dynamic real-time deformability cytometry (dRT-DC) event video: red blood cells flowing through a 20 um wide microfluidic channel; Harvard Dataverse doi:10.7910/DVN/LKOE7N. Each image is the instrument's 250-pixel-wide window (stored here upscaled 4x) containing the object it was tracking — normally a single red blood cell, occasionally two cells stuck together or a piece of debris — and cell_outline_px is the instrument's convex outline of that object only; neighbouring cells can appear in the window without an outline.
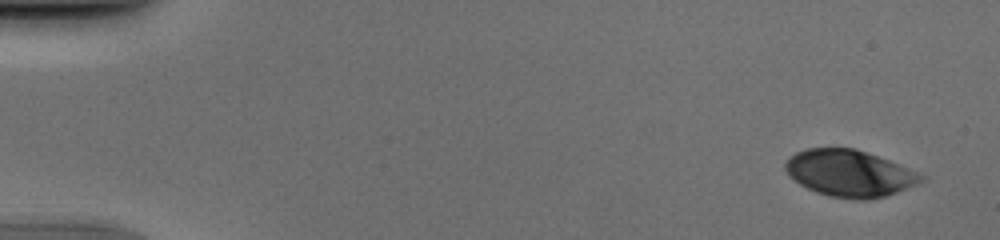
{"species": "human", "species_latin": "Homo sapiens", "temperature_condition": "cold", "stored_images_in_passage": 52, "camera_frame_rate_fps": 3000, "um_per_image_px": 0.085, "donor": {"sex": "male"}, "frame": {"image": 1, "passage_image": 3, "time_ms": 0.667, "image_size_px": [1000, 240], "cell_outline_px": [[924, 180], [916, 184], [896, 192], [884, 196], [868, 200], [856, 200], [832, 196], [816, 192], [792, 180], [788, 176], [784, 168], [784, 164], [796, 152], [808, 148], [856, 148], [888, 160], [916, 172], [924, 176]], "centroid_in_image_um": [72.16, 14.73], "position_along_channel_um": 12.8, "area_um2": 36.59}}
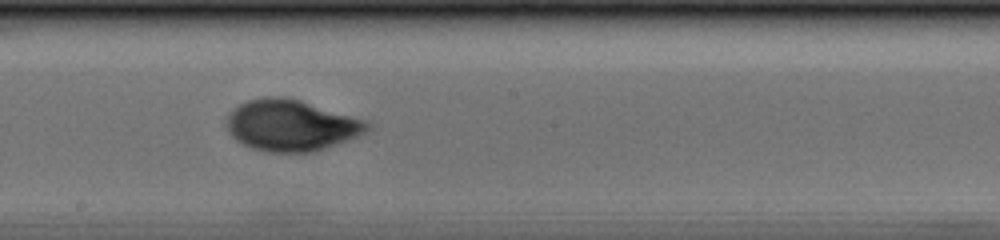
{"frame": {"image": 2, "passage_image": 30, "time_ms": 9.667, "image_size_px": [1000, 240], "cell_outline_px": [[372, 128], [368, 132], [348, 140], [312, 152], [268, 152], [252, 148], [236, 140], [228, 132], [224, 124], [228, 116], [240, 104], [248, 100], [272, 96], [280, 96], [300, 100], [368, 120], [372, 124]], "centroid_in_image_um": [24.79, 10.66], "position_along_channel_um": 223.4, "area_um2": 42.08}}
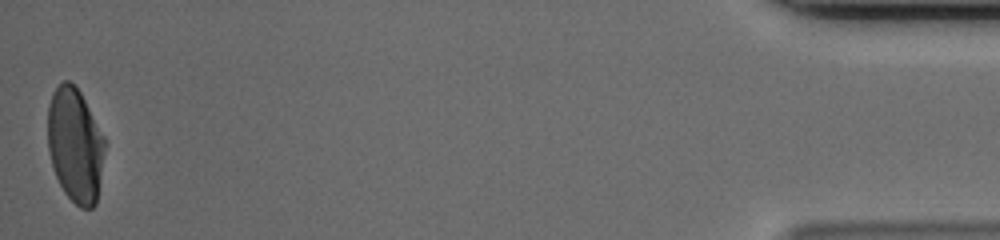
{"frame": {"image": 3, "passage_image": 52, "time_ms": 17.0, "image_size_px": [1000, 240], "cell_outline_px": [[104, 152], [96, 204], [92, 208], [80, 208], [64, 192], [52, 168], [48, 152], [48, 104], [52, 92], [64, 80], [68, 80], [80, 92], [104, 136]], "centroid_in_image_um": [6.37, 12.34], "position_along_channel_um": 428.8, "area_um2": 37.8}}